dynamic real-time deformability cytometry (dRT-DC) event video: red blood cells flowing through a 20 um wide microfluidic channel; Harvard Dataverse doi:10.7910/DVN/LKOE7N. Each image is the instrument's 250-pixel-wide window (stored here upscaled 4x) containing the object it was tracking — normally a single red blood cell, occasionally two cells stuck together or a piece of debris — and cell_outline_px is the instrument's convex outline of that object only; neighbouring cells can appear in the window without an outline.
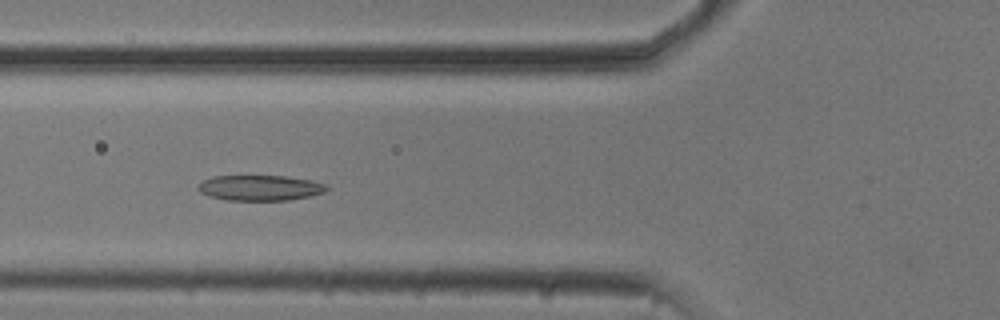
{"species": "common noctule bat (a hibernating species)", "species_latin": "Nyctalus noctula", "temperature_condition": "cold", "stored_images_in_passage": 54, "camera_frame_rate_fps": 3000, "um_per_image_px": 0.085, "animal": {"sex": "male", "body_mass_g": 20.5, "forearm_length_mm": 52.5}, "frame": {"image": 1, "passage_image": 20, "time_ms": 6.333, "image_size_px": [1000, 320], "cell_outline_px": [[328, 188], [324, 192], [312, 196], [288, 200], [224, 200], [208, 196], [200, 192], [196, 188], [204, 180], [212, 176], [284, 176], [312, 180], [328, 184]], "centroid_in_image_um": [22.12, 15.97], "position_along_channel_um": 103.7, "area_um2": 19.19}}
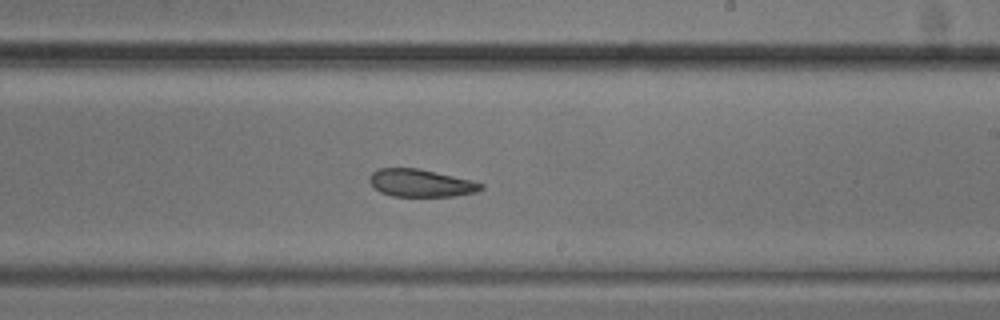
{"frame": {"image": 2, "passage_image": 32, "time_ms": 10.333, "image_size_px": [1000, 320], "cell_outline_px": [[484, 188], [476, 192], [452, 196], [392, 196], [380, 192], [372, 188], [368, 180], [368, 176], [372, 172], [380, 168], [416, 168], [472, 180], [484, 184]], "centroid_in_image_um": [35.72, 15.56], "position_along_channel_um": 253.3, "area_um2": 17.98}}
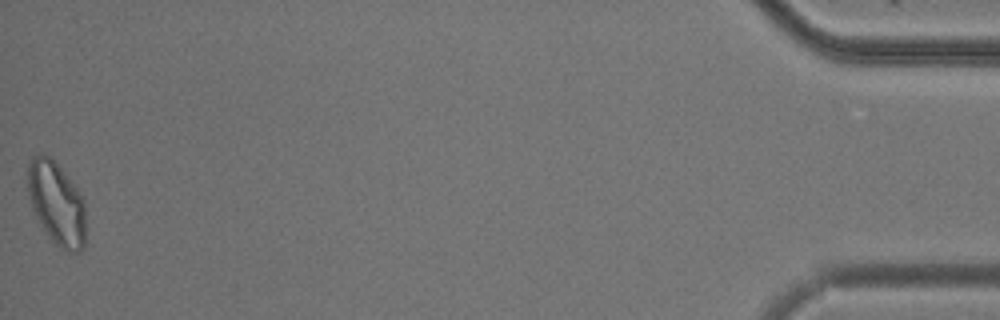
{"frame": {"image": 3, "passage_image": 54, "time_ms": 17.667, "image_size_px": [1000, 320], "cell_outline_px": [[84, 248], [80, 252], [68, 252], [60, 248], [48, 236], [36, 216], [32, 208], [28, 192], [28, 160], [36, 152], [44, 152], [60, 168], [76, 188], [84, 200]], "centroid_in_image_um": [4.78, 17.27], "position_along_channel_um": 430.4, "area_um2": 27.92}, "authors_computed_cell_mechanics": {"area_um2": 21.0103, "velocity_mm_per_s": 3.7288, "shape_relaxation_time_tau1_ms": 3.9164, "shape_relaxation_time_tau2_ms": 3.5459, "deformation_change_tau1": 0.1148, "deformation_change_tau2": 0.1033}}